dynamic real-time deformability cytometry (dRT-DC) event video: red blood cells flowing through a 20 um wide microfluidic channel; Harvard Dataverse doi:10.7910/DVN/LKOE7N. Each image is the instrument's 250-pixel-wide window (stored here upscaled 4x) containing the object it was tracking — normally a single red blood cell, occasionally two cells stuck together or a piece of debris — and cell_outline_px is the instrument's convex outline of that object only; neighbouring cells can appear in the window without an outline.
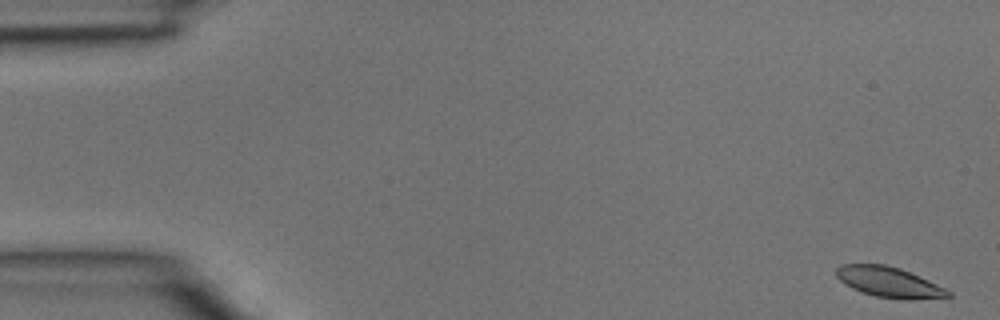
{"species": "common noctule bat (a hibernating species)", "species_latin": "Nyctalus noctula", "temperature_condition": "room temperature", "stored_images_in_passage": 3, "camera_frame_rate_fps": 3000, "um_per_image_px": 0.085, "animal": {"sex": "male", "body_mass_g": 15.6}, "frame": {"image": 1, "passage_image": 1, "time_ms": 0.0, "image_size_px": [1000, 320], "cell_outline_px": [[952, 296], [912, 300], [900, 300], [876, 296], [860, 292], [844, 284], [836, 276], [836, 268], [840, 264], [884, 264], [900, 268], [920, 276], [952, 292]], "centroid_in_image_um": [75.55, 23.99], "position_along_channel_um": 9.4, "area_um2": 19.94}}